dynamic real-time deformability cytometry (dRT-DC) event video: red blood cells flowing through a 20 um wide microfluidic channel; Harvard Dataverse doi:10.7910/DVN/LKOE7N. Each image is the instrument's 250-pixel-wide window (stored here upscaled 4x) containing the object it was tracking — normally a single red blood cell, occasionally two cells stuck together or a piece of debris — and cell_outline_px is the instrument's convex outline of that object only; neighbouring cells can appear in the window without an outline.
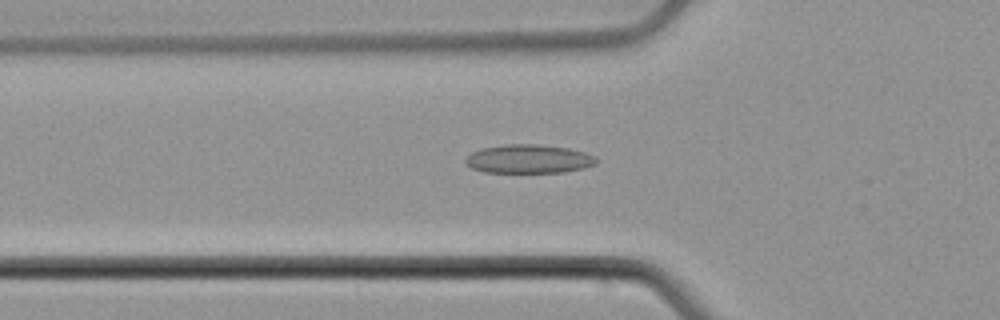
{"species": "common noctule bat (a hibernating species)", "species_latin": "Nyctalus noctula", "temperature_condition": "cold", "stored_images_in_passage": 44, "camera_frame_rate_fps": 3000, "um_per_image_px": 0.085, "animal": {"sex": "male", "body_mass_g": 21.5, "forearm_length_mm": 52.0}, "frame": {"image": 1, "passage_image": 9, "time_ms": 2.667, "image_size_px": [1000, 320], "cell_outline_px": [[596, 164], [584, 168], [564, 172], [484, 172], [472, 168], [464, 164], [464, 160], [472, 152], [484, 148], [504, 144], [536, 144], [568, 148], [584, 152], [596, 156]], "centroid_in_image_um": [44.93, 13.51], "position_along_channel_um": 80.9, "area_um2": 21.85}}
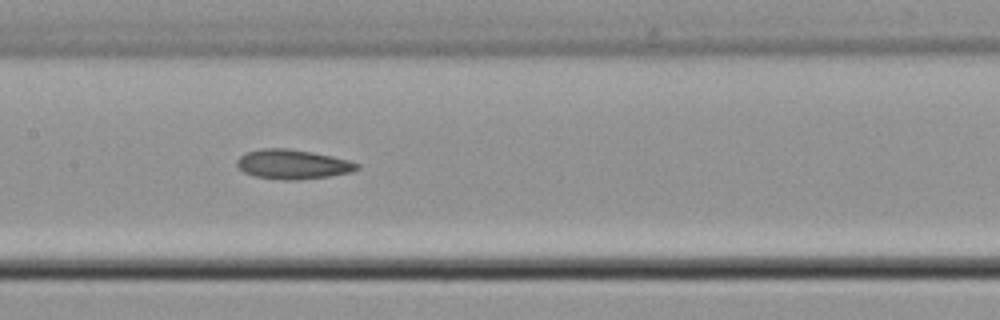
{"frame": {"image": 2, "passage_image": 17, "time_ms": 5.333, "image_size_px": [1000, 320], "cell_outline_px": [[360, 168], [352, 172], [328, 176], [300, 180], [284, 180], [256, 176], [244, 172], [236, 164], [236, 160], [244, 152], [264, 148], [288, 148], [312, 152], [332, 156], [348, 160], [360, 164]], "centroid_in_image_um": [24.88, 13.96], "position_along_channel_um": 182.5, "area_um2": 20.69}}
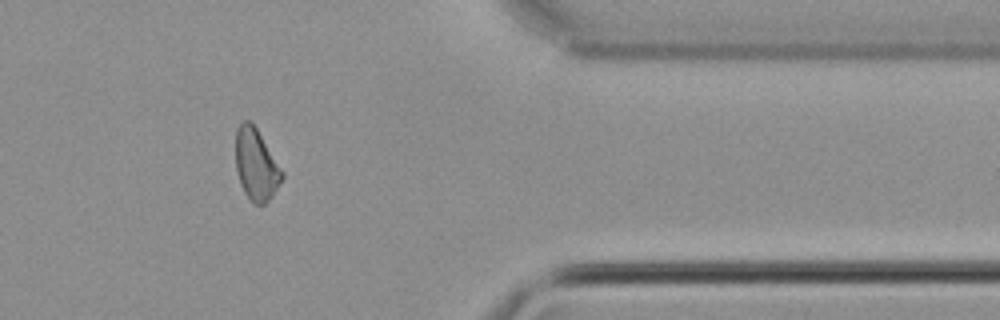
{"frame": {"image": 3, "passage_image": 35, "time_ms": 11.333, "image_size_px": [1000, 320], "cell_outline_px": [[284, 176], [272, 196], [264, 204], [252, 204], [244, 192], [240, 184], [236, 168], [236, 128], [244, 120], [252, 120], [284, 172]], "centroid_in_image_um": [21.77, 13.98], "position_along_channel_um": 389.6, "area_um2": 19.48}, "authors_computed_cell_mechanics": {"area_um2": 20.3456, "velocity_mm_per_s": 3.801, "shape_relaxation_time_tau1_ms": null, "shape_relaxation_time_tau2_ms": 9.3665, "deformation_change_tau1": null, "deformation_change_tau2": 0.1677}}